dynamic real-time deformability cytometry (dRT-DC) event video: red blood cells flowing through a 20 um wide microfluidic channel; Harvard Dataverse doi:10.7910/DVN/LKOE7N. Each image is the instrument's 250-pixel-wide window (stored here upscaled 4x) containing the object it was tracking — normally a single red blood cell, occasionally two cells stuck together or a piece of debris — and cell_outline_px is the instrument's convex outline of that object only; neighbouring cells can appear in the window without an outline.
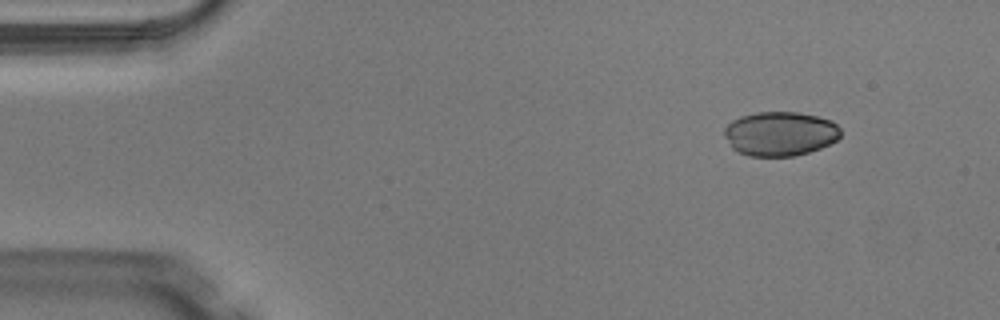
{"species": "Egyptian fruit bat (a non-hibernating species)", "species_latin": "Rousettus aegyptiacus", "temperature_condition": "warm", "stored_images_in_passage": 4, "camera_frame_rate_fps": 3000, "um_per_image_px": 0.085, "animal": {"sex": "male"}, "frame": {"image": 1, "passage_image": 1, "time_ms": 0.0, "image_size_px": [1000, 320], "cell_outline_px": [[840, 136], [836, 140], [820, 148], [796, 156], [748, 156], [732, 148], [724, 136], [724, 128], [732, 120], [740, 116], [756, 112], [796, 112], [816, 116], [832, 120], [840, 128]], "centroid_in_image_um": [66.29, 11.36], "position_along_channel_um": 18.7, "area_um2": 30.06}}
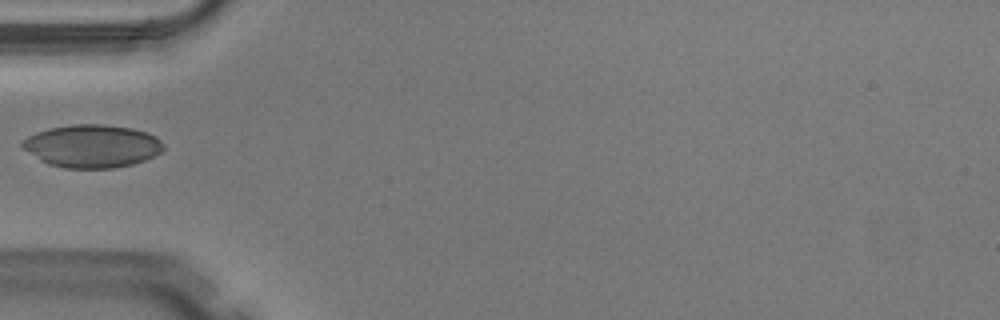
{"frame": {"image": 2, "passage_image": 4, "time_ms": 1.0, "image_size_px": [1000, 320], "cell_outline_px": [[164, 148], [160, 152], [144, 160], [132, 164], [116, 168], [64, 168], [48, 164], [40, 160], [24, 148], [20, 144], [20, 140], [36, 132], [48, 128], [72, 124], [104, 124], [132, 128], [156, 136], [164, 144]], "centroid_in_image_um": [7.81, 12.41], "position_along_channel_um": 77.2, "area_um2": 35.32}}